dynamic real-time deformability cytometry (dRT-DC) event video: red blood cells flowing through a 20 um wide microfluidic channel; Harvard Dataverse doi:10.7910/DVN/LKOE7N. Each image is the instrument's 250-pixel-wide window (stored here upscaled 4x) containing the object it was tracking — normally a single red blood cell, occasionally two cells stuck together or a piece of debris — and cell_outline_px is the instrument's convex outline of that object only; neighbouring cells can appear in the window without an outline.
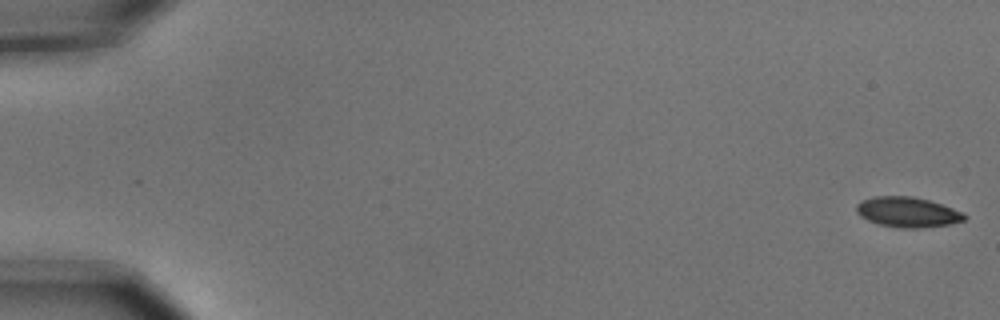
{"species": "common noctule bat (a hibernating species)", "species_latin": "Nyctalus noctula", "temperature_condition": "cold", "stored_images_in_passage": 6, "camera_frame_rate_fps": 3000, "um_per_image_px": 0.085, "animal": {"sex": "male", "body_mass_g": 15.6}, "frame": {"image": 1, "passage_image": 1, "time_ms": 0.0, "image_size_px": [1000, 320], "cell_outline_px": [[968, 216], [964, 220], [948, 224], [920, 228], [900, 228], [880, 224], [868, 220], [860, 216], [856, 212], [856, 204], [860, 200], [872, 196], [912, 196], [928, 200], [964, 212]], "centroid_in_image_um": [77.11, 18.02], "position_along_channel_um": 7.9, "area_um2": 19.02}}
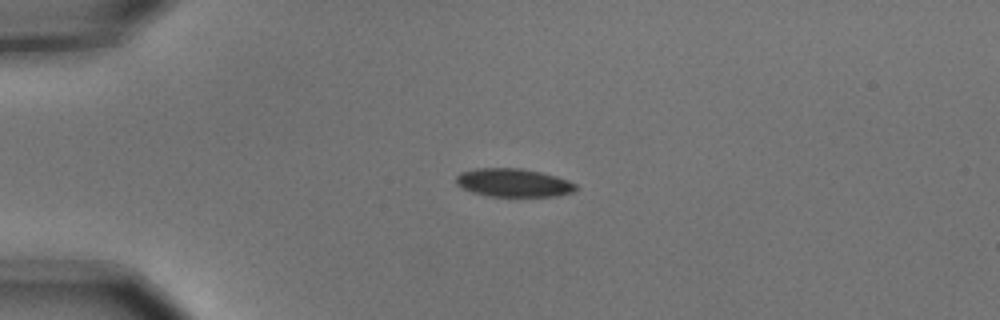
{"frame": {"image": 2, "passage_image": 4, "time_ms": 1.0, "image_size_px": [1000, 320], "cell_outline_px": [[580, 188], [572, 192], [556, 196], [484, 196], [460, 188], [456, 184], [456, 176], [460, 172], [476, 168], [520, 168], [540, 172], [556, 176], [568, 180], [576, 184]], "centroid_in_image_um": [43.62, 15.53], "position_along_channel_um": 41.4, "area_um2": 19.94}}
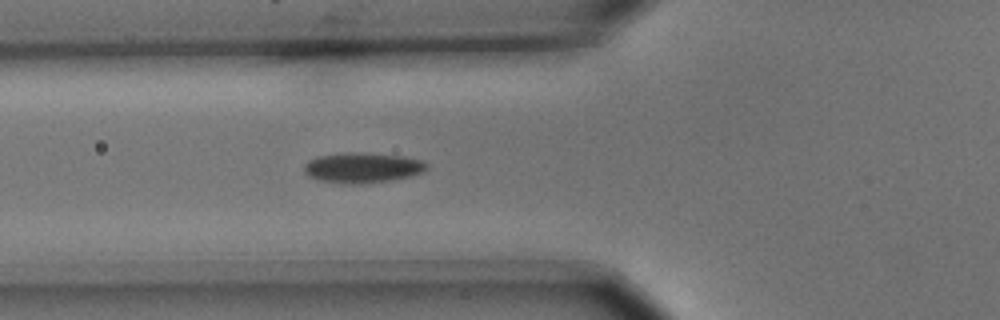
{"frame": {"image": 3, "passage_image": 6, "time_ms": 1.667, "image_size_px": [1000, 320], "cell_outline_px": [[428, 168], [412, 176], [388, 180], [360, 184], [348, 184], [316, 180], [308, 176], [304, 172], [304, 164], [308, 160], [316, 156], [340, 152], [364, 152], [404, 156], [424, 160], [428, 164]], "centroid_in_image_um": [30.77, 14.23], "position_along_channel_um": 95.0, "area_um2": 22.02}}